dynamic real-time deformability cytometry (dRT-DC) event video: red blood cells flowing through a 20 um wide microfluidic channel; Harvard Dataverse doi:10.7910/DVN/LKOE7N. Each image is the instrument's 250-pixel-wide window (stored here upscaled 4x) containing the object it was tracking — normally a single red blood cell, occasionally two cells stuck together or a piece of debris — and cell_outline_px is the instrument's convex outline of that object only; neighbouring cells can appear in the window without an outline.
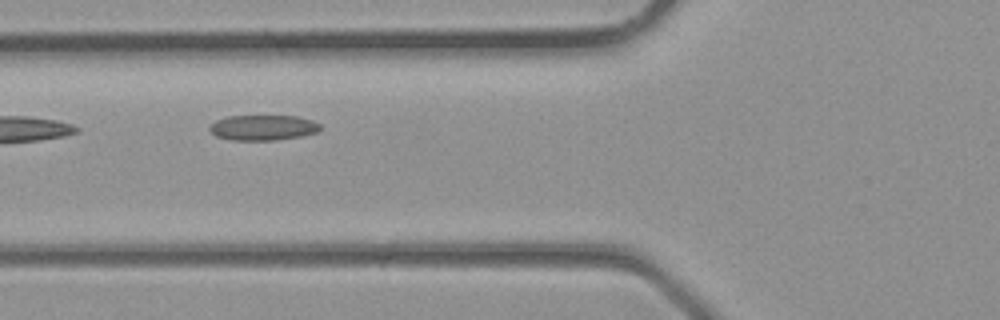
{"species": "common noctule bat (a hibernating species)", "species_latin": "Nyctalus noctula", "temperature_condition": "room temperature", "stored_images_in_passage": 4, "camera_frame_rate_fps": 3000, "um_per_image_px": 0.085, "animal": {"sex": "male", "body_mass_g": 23.1, "forearm_length_mm": 52.7}, "frame": {"image": 1, "passage_image": 4, "time_ms": 1.0, "image_size_px": [1000, 320], "cell_outline_px": [[320, 128], [316, 132], [300, 136], [276, 140], [232, 140], [216, 136], [208, 128], [216, 120], [228, 116], [296, 116], [312, 120], [320, 124]], "centroid_in_image_um": [22.34, 10.84], "position_along_channel_um": 103.5, "area_um2": 16.18}}